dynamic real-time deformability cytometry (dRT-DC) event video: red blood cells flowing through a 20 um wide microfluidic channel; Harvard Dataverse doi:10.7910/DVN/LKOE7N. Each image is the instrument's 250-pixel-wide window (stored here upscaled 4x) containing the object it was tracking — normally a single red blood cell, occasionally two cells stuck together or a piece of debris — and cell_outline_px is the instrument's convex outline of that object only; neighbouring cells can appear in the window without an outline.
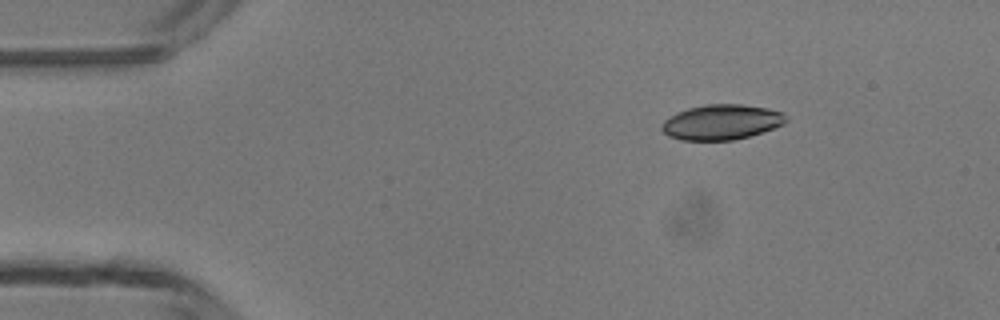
{"species": "common noctule bat (a hibernating species)", "species_latin": "Nyctalus noctula", "temperature_condition": "room temperature", "stored_images_in_passage": 4, "camera_frame_rate_fps": 3000, "um_per_image_px": 0.085, "animal": {"sex": "male", "body_mass_g": 13.3}, "frame": {"image": 1, "passage_image": 2, "time_ms": 1.333, "image_size_px": [1000, 320], "cell_outline_px": [[788, 120], [784, 124], [748, 136], [732, 140], [680, 140], [668, 136], [660, 128], [664, 120], [676, 112], [688, 108], [704, 104], [744, 104], [768, 108], [784, 112], [788, 116]], "centroid_in_image_um": [61.33, 10.36], "position_along_channel_um": 23.7, "area_um2": 25.61}}
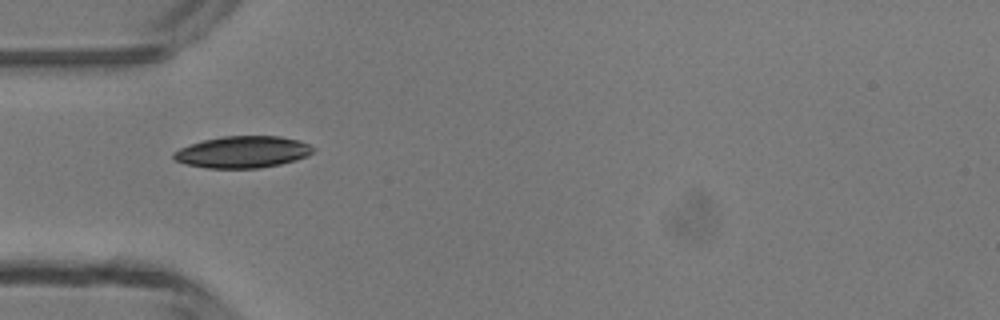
{"frame": {"image": 2, "passage_image": 3, "time_ms": 4.0, "image_size_px": [1000, 320], "cell_outline_px": [[316, 148], [308, 156], [296, 160], [280, 164], [260, 168], [208, 168], [188, 164], [176, 160], [172, 156], [172, 152], [180, 148], [204, 140], [224, 136], [280, 136], [300, 140]], "centroid_in_image_um": [20.67, 12.92], "position_along_channel_um": 64.3, "area_um2": 25.72}}
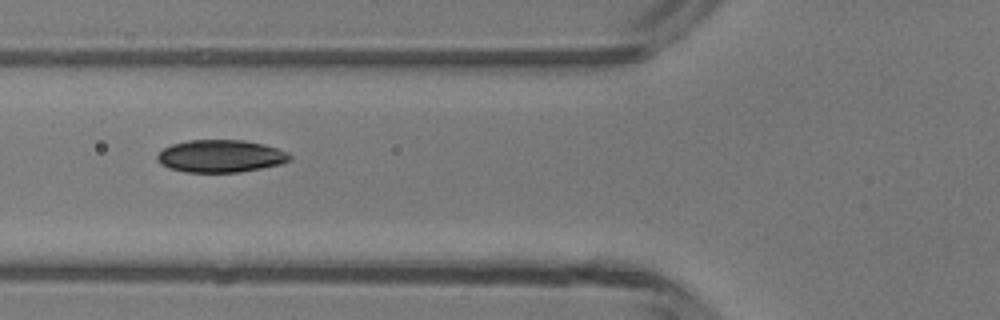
{"frame": {"image": 3, "passage_image": 4, "time_ms": 5.0, "image_size_px": [1000, 320], "cell_outline_px": [[292, 160], [280, 164], [240, 172], [184, 172], [168, 168], [160, 164], [156, 160], [156, 156], [164, 148], [172, 144], [188, 140], [244, 140], [264, 144], [288, 152], [292, 156]], "centroid_in_image_um": [18.74, 13.27], "position_along_channel_um": 107.1, "area_um2": 25.2}}